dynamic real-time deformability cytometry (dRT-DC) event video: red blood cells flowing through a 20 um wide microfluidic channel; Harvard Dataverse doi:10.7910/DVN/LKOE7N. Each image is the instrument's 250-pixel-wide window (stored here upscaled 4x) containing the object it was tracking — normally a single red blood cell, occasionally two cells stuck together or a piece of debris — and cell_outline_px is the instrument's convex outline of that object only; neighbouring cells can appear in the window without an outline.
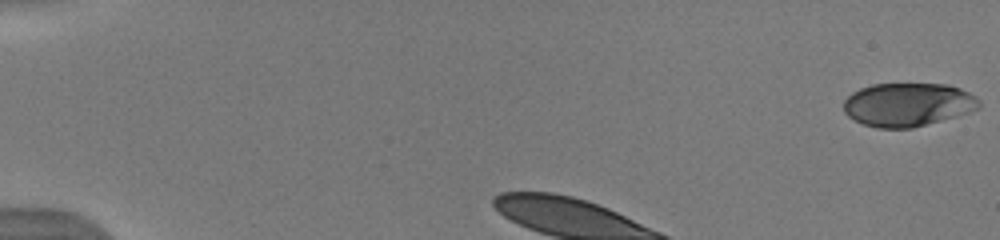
{"species": "human", "species_latin": "Homo sapiens", "temperature_condition": "warm", "stored_images_in_passage": 38, "camera_frame_rate_fps": 3000, "um_per_image_px": 0.085, "donor": {"sex": "male"}, "frame": {"image": 1, "passage_image": 1, "time_ms": 0.0, "image_size_px": [1000, 240], "cell_outline_px": [[980, 108], [956, 116], [912, 128], [876, 128], [864, 124], [848, 116], [844, 112], [844, 100], [852, 92], [860, 88], [872, 84], [948, 84], [960, 88], [976, 96], [980, 100]], "centroid_in_image_um": [77.17, 8.88], "position_along_channel_um": 7.8, "area_um2": 34.33}, "authors_computed_cell_mechanics": {"area_um2": 41.0958, "velocity_mm_per_s": 3.908, "shape_relaxation_time_tau1_ms": 2.7398, "shape_relaxation_time_tau2_ms": null, "deformation_change_tau1": 0.0967, "deformation_change_tau2": null}}